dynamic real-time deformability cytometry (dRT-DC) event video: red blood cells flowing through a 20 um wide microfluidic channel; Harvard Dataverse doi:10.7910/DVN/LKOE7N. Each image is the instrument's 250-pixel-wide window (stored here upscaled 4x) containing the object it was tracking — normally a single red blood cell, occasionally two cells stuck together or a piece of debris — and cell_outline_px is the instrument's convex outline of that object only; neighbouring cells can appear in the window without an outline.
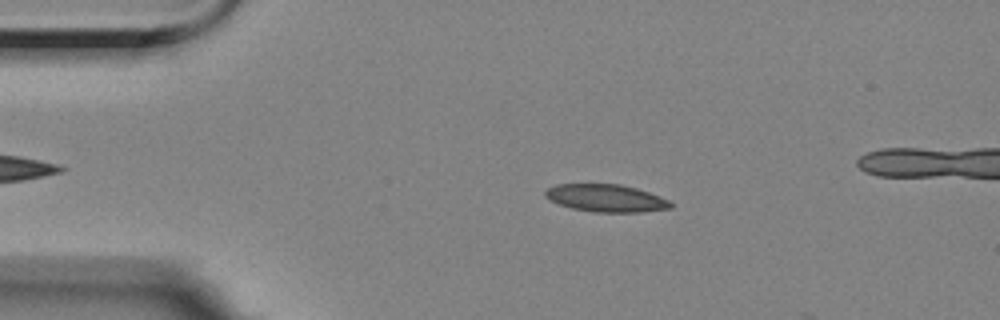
{"species": "Egyptian fruit bat (a non-hibernating species)", "species_latin": "Rousettus aegyptiacus", "temperature_condition": "room temperature", "stored_images_in_passage": 49, "camera_frame_rate_fps": 3000, "um_per_image_px": 0.085, "animal": {"sex": "female"}, "frame": {"image": 1, "passage_image": 10, "time_ms": 3.0, "image_size_px": [1000, 320], "cell_outline_px": [[672, 208], [644, 212], [596, 212], [572, 208], [560, 204], [544, 196], [544, 192], [548, 188], [556, 184], [620, 184], [636, 188], [660, 196], [668, 200], [672, 204]], "centroid_in_image_um": [51.53, 16.84], "position_along_channel_um": 33.5, "area_um2": 20.0}}
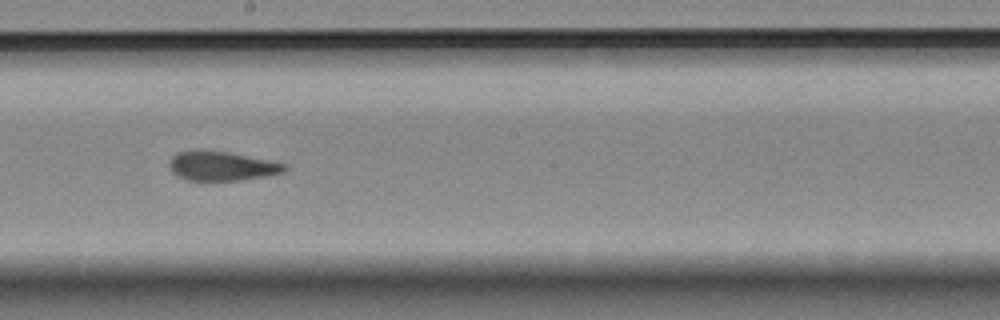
{"frame": {"image": 2, "passage_image": 30, "time_ms": 9.667, "image_size_px": [1000, 320], "cell_outline_px": [[288, 168], [284, 172], [268, 176], [240, 180], [188, 180], [172, 172], [172, 156], [176, 152], [228, 152], [288, 164]], "centroid_in_image_um": [18.96, 14.14], "position_along_channel_um": 229.2, "area_um2": 18.96}}
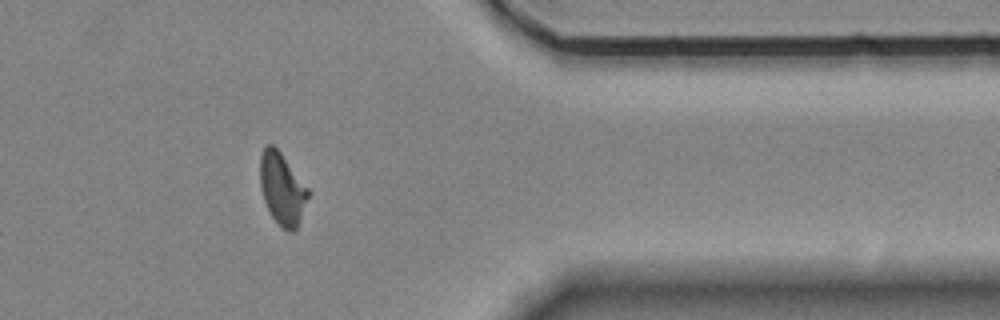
{"frame": {"image": 3, "passage_image": 45, "time_ms": 14.667, "image_size_px": [1000, 320], "cell_outline_px": [[308, 196], [296, 228], [292, 232], [288, 232], [280, 228], [272, 216], [264, 200], [260, 188], [260, 156], [264, 148], [268, 144], [272, 144], [280, 152], [308, 188]], "centroid_in_image_um": [23.95, 16.05], "position_along_channel_um": 387.4, "area_um2": 19.77}}